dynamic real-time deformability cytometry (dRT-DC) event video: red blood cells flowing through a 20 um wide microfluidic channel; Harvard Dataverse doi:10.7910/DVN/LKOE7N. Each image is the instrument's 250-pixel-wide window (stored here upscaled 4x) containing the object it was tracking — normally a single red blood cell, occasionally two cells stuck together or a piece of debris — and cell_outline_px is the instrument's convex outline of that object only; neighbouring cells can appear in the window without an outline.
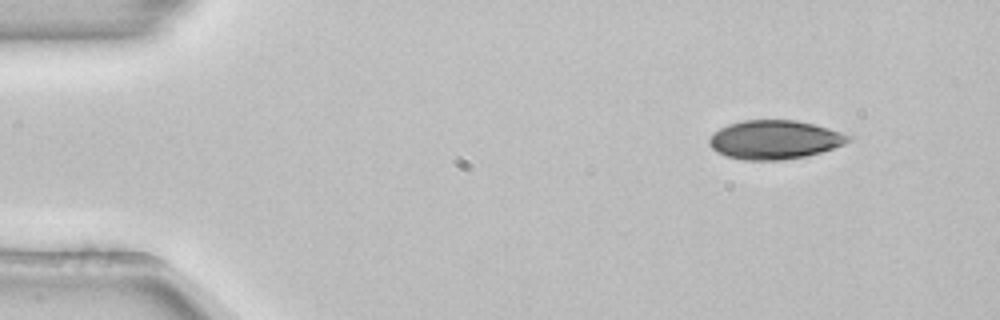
{"species": "common noctule bat (a hibernating species)", "species_latin": "Nyctalus noctula", "temperature_condition": "room temperature", "stored_images_in_passage": 48, "camera_frame_rate_fps": 3000, "um_per_image_px": 0.085, "animal": {"sex": "female", "body_mass_g": 22.7, "forearm_length_mm": 54.2}, "frame": {"image": 1, "passage_image": 1, "time_ms": 0.0, "image_size_px": [1000, 320], "cell_outline_px": [[848, 140], [832, 148], [820, 152], [800, 156], [772, 160], [752, 160], [728, 156], [712, 148], [712, 136], [720, 128], [732, 124], [748, 120], [792, 120], [812, 124], [836, 132], [844, 136]], "centroid_in_image_um": [65.77, 11.87], "position_along_channel_um": 19.2, "area_um2": 29.59}}
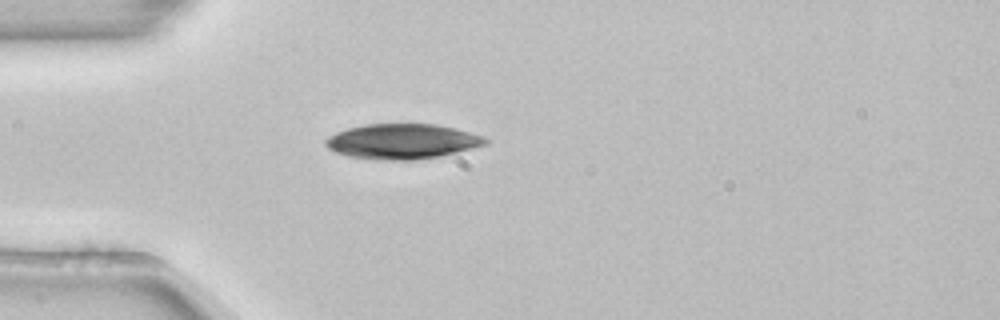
{"frame": {"image": 2, "passage_image": 10, "time_ms": 3.0, "image_size_px": [1000, 320], "cell_outline_px": [[488, 140], [484, 144], [436, 156], [352, 156], [336, 152], [328, 144], [328, 140], [332, 136], [340, 132], [352, 128], [368, 124], [432, 124], [452, 128], [480, 136]], "centroid_in_image_um": [34.22, 11.94], "position_along_channel_um": 50.8, "area_um2": 29.36}}
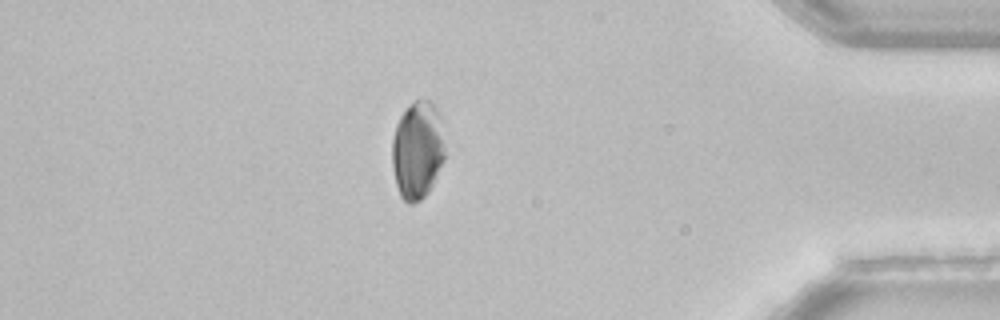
{"frame": {"image": 3, "passage_image": 41, "time_ms": 13.333, "image_size_px": [1000, 320], "cell_outline_px": [[444, 156], [432, 184], [428, 192], [420, 200], [412, 204], [408, 204], [400, 196], [396, 184], [392, 164], [392, 140], [396, 124], [400, 116], [416, 100], [428, 100], [432, 104], [444, 152]], "centroid_in_image_um": [35.4, 12.85], "position_along_channel_um": 399.8, "area_um2": 28.67}}